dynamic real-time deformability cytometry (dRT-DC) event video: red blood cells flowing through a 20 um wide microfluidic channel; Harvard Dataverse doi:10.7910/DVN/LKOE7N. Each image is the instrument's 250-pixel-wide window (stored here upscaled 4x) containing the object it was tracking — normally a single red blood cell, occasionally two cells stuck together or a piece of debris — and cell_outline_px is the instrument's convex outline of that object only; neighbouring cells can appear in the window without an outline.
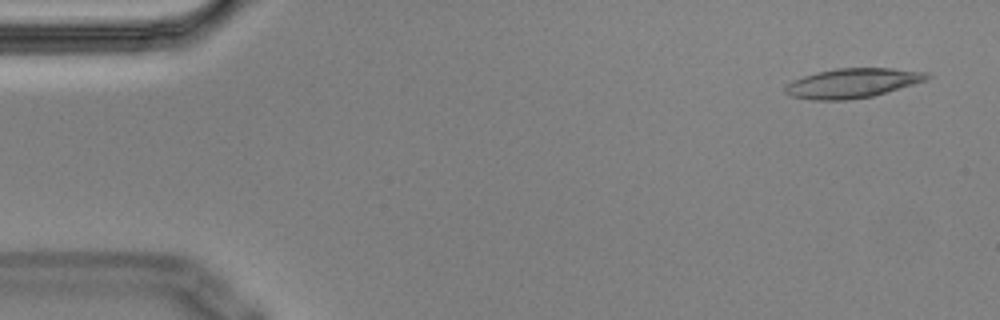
{"species": "Egyptian fruit bat (a non-hibernating species)", "species_latin": "Rousettus aegyptiacus", "temperature_condition": "cold", "stored_images_in_passage": 8, "camera_frame_rate_fps": 3000, "um_per_image_px": 0.085, "animal": {"sex": "male"}, "frame": {"image": 1, "passage_image": 1, "time_ms": 0.0, "image_size_px": [1000, 320], "cell_outline_px": [[932, 76], [924, 80], [912, 84], [872, 96], [844, 100], [812, 100], [792, 96], [784, 92], [784, 88], [792, 80], [804, 76], [836, 68], [892, 68], [928, 72]], "centroid_in_image_um": [72.44, 7.06], "position_along_channel_um": 12.6, "area_um2": 24.04}}
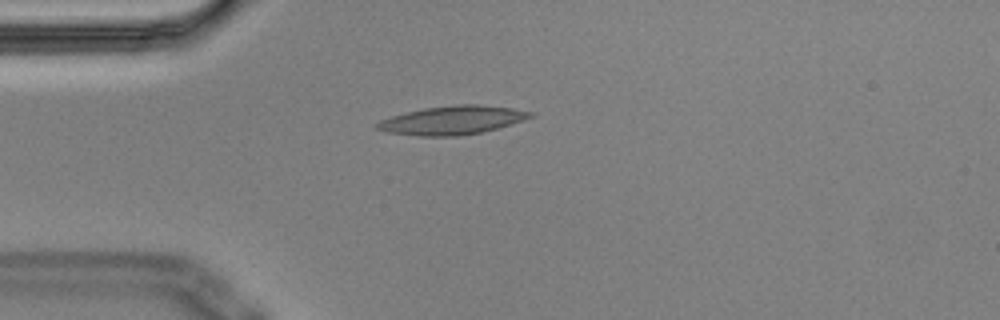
{"frame": {"image": 2, "passage_image": 4, "time_ms": 1.0, "image_size_px": [1000, 320], "cell_outline_px": [[536, 116], [496, 128], [480, 132], [460, 136], [416, 136], [388, 132], [376, 128], [376, 124], [380, 120], [392, 116], [424, 108], [456, 104], [476, 104], [512, 108], [536, 112]], "centroid_in_image_um": [38.48, 10.21], "position_along_channel_um": 46.5, "area_um2": 25.43}}
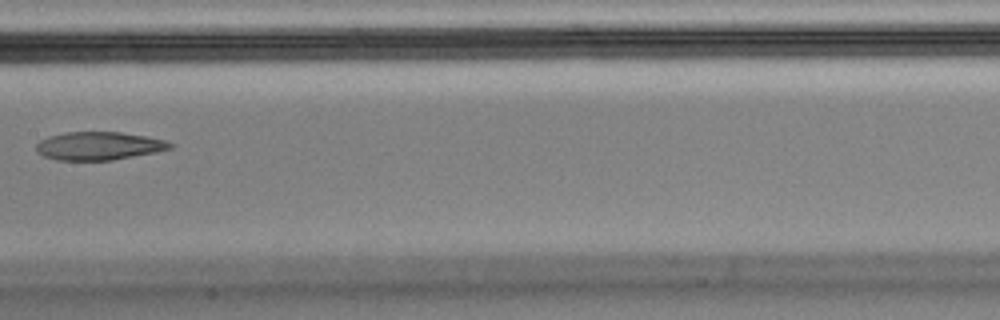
{"frame": {"image": 3, "passage_image": 8, "time_ms": 2.333, "image_size_px": [1000, 320], "cell_outline_px": [[176, 144], [172, 148], [156, 152], [112, 160], [56, 160], [44, 156], [36, 152], [36, 144], [40, 140], [48, 136], [64, 132], [120, 132], [168, 140]], "centroid_in_image_um": [8.41, 12.4], "position_along_channel_um": 199.0, "area_um2": 22.14}}